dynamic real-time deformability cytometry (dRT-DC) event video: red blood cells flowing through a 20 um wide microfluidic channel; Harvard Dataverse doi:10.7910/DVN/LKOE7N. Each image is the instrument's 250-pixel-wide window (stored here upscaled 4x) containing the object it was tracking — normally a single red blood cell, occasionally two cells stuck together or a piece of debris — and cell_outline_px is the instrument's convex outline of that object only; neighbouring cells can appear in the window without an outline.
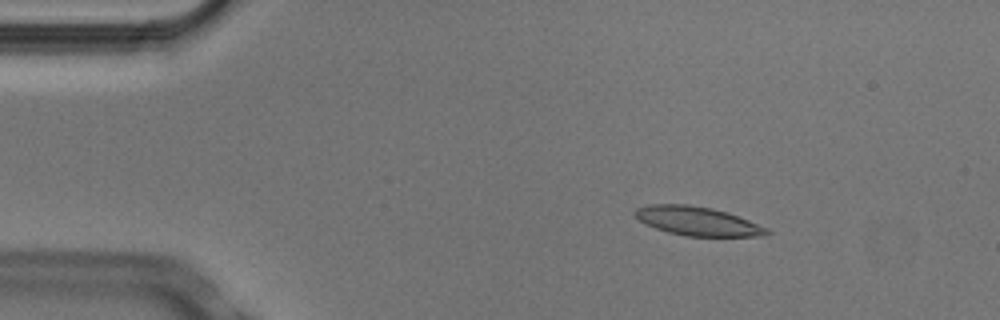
{"species": "Egyptian fruit bat (a non-hibernating species)", "species_latin": "Rousettus aegyptiacus", "temperature_condition": "cold", "stored_images_in_passage": 4, "camera_frame_rate_fps": 3000, "um_per_image_px": 0.085, "animal": {"sex": "male"}, "frame": {"image": 1, "passage_image": 1, "time_ms": 0.0, "image_size_px": [1000, 320], "cell_outline_px": [[772, 232], [764, 236], [688, 236], [668, 232], [644, 224], [632, 212], [636, 208], [648, 204], [688, 204], [712, 208], [728, 212], [768, 228]], "centroid_in_image_um": [59.28, 18.79], "position_along_channel_um": 25.7, "area_um2": 22.25}}